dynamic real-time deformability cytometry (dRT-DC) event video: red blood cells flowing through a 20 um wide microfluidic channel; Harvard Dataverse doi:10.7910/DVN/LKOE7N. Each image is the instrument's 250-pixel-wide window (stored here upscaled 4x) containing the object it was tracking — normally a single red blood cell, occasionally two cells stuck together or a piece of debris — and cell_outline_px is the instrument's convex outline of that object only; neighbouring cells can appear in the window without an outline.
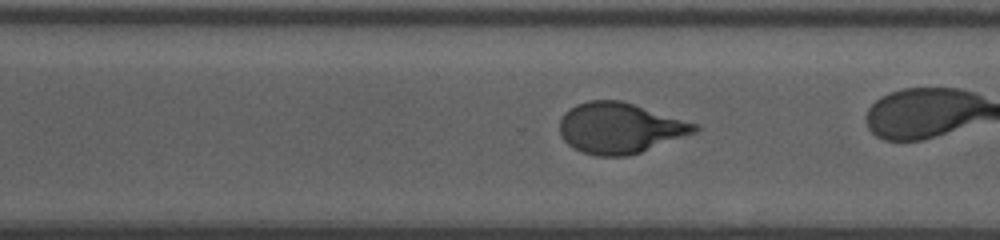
{"species": "human", "species_latin": "Homo sapiens", "temperature_condition": "room temperature", "stored_images_in_passage": 41, "camera_frame_rate_fps": 3000, "um_per_image_px": 0.085, "donor": {"sex": "male"}, "frame": {"image": 1, "passage_image": 35, "time_ms": 11.333, "image_size_px": [1000, 240], "cell_outline_px": [[700, 128], [696, 132], [640, 152], [624, 156], [596, 156], [584, 152], [568, 144], [560, 136], [560, 120], [564, 112], [576, 104], [588, 100], [620, 100], [700, 124]], "centroid_in_image_um": [52.69, 10.87], "position_along_channel_um": 317.9, "area_um2": 39.71}}